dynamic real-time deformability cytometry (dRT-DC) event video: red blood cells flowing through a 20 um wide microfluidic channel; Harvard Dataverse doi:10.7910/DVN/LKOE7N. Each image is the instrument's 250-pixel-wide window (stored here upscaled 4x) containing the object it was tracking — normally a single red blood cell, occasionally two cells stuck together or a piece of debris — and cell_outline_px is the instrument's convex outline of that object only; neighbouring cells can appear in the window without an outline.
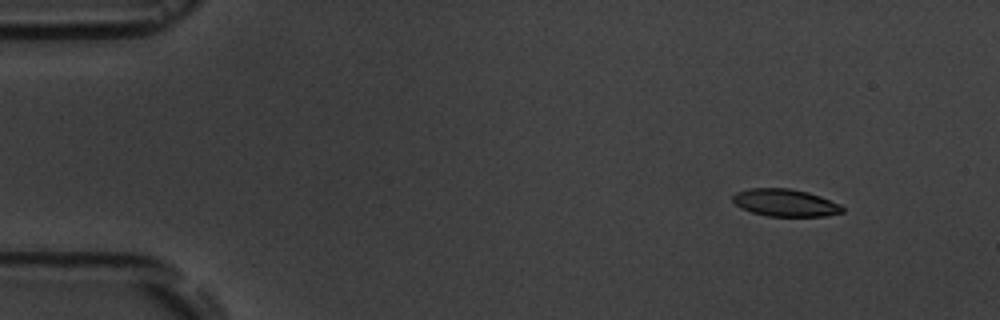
{"species": "common noctule bat (a hibernating species)", "species_latin": "Nyctalus noctula", "temperature_condition": "room temperature", "stored_images_in_passage": 4, "camera_frame_rate_fps": 3000, "um_per_image_px": 0.085, "animal": {"sex": "male", "body_mass_g": 19.5, "forearm_length_mm": 54.6}, "frame": {"image": 1, "passage_image": 1, "time_ms": 0.0, "image_size_px": [1000, 320], "cell_outline_px": [[844, 212], [824, 216], [768, 216], [752, 212], [740, 208], [732, 200], [732, 196], [736, 192], [752, 188], [788, 188], [808, 192], [820, 196], [840, 204], [844, 208]], "centroid_in_image_um": [66.74, 17.23], "position_along_channel_um": 18.3, "area_um2": 17.46}}
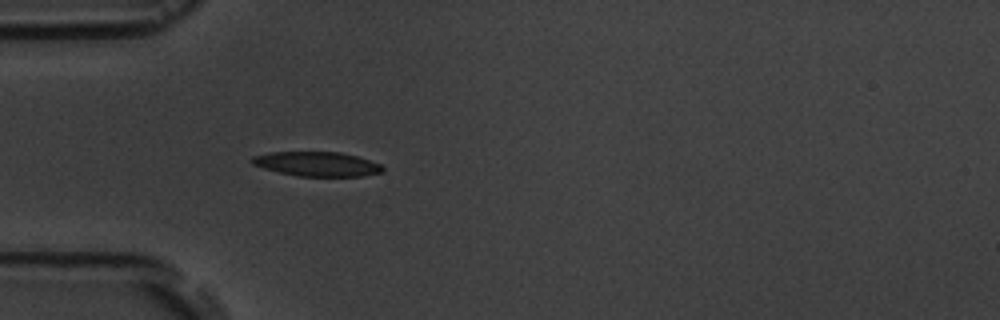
{"frame": {"image": 2, "passage_image": 4, "time_ms": 3.667, "image_size_px": [1000, 320], "cell_outline_px": [[384, 172], [364, 176], [296, 176], [264, 168], [252, 164], [248, 160], [252, 156], [272, 152], [340, 152], [356, 156], [380, 164], [384, 168]], "centroid_in_image_um": [26.93, 13.94], "position_along_channel_um": 58.1, "area_um2": 18.61}}